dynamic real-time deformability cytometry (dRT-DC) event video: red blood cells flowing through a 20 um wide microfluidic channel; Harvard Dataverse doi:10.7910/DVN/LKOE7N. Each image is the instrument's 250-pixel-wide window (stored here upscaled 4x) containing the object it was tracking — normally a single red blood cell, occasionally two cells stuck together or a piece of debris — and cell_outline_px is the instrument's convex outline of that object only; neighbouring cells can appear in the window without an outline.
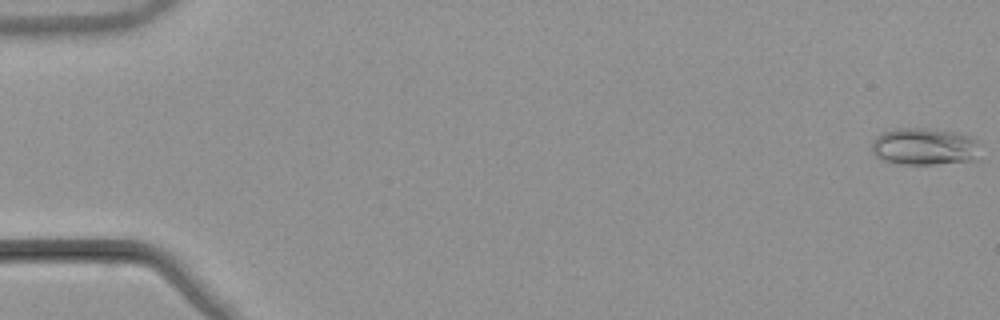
{"species": "common noctule bat (a hibernating species)", "species_latin": "Nyctalus noctula", "temperature_condition": "warm", "stored_images_in_passage": 8, "camera_frame_rate_fps": 3000, "um_per_image_px": 0.085, "animal": {"sex": "male", "body_mass_g": 21.5, "forearm_length_mm": 52.0}, "frame": {"image": 1, "passage_image": 1, "time_ms": 0.0, "image_size_px": [1000, 320], "cell_outline_px": [[976, 160], [932, 164], [896, 164], [880, 160], [872, 152], [872, 140], [880, 132], [896, 128], [928, 128], [960, 132], [972, 136], [976, 140]], "centroid_in_image_um": [78.51, 12.44], "position_along_channel_um": 6.5, "area_um2": 23.76}}